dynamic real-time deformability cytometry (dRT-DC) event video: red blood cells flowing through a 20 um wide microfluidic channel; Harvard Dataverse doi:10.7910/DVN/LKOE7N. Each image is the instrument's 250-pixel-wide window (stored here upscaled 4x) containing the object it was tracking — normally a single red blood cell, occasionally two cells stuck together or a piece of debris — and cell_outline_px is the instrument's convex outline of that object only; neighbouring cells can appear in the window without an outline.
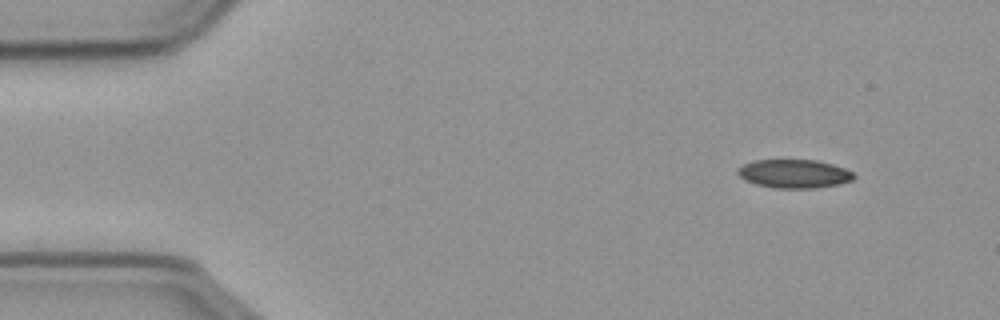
{"species": "common noctule bat (a hibernating species)", "species_latin": "Nyctalus noctula", "temperature_condition": "cold", "stored_images_in_passage": 52, "camera_frame_rate_fps": 3000, "um_per_image_px": 0.085, "animal": {"sex": "male", "body_mass_g": 23.1, "forearm_length_mm": 52.7}, "frame": {"image": 1, "passage_image": 1, "time_ms": 0.0, "image_size_px": [1000, 320], "cell_outline_px": [[856, 176], [852, 180], [840, 184], [816, 188], [772, 188], [756, 184], [744, 180], [736, 172], [744, 164], [752, 160], [816, 160], [832, 164], [844, 168], [852, 172]], "centroid_in_image_um": [67.51, 14.77], "position_along_channel_um": 17.5, "area_um2": 19.36}}
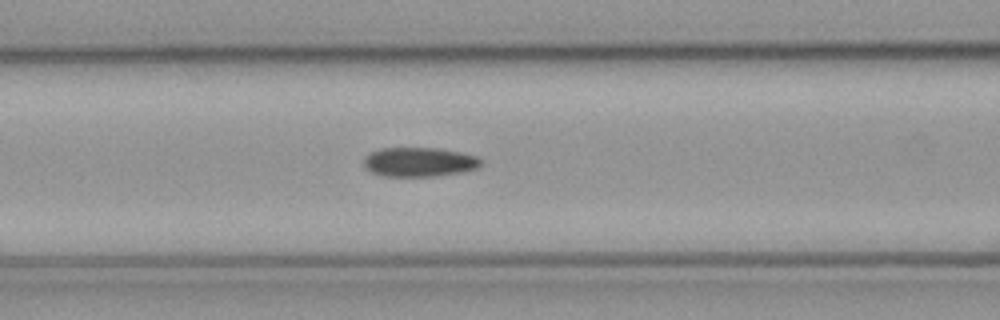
{"frame": {"image": 2, "passage_image": 18, "time_ms": 5.667, "image_size_px": [1000, 320], "cell_outline_px": [[484, 160], [476, 168], [460, 172], [432, 176], [384, 176], [368, 172], [364, 168], [364, 156], [380, 148], [436, 148], [460, 152], [476, 156]], "centroid_in_image_um": [35.58, 13.77], "position_along_channel_um": 131.0, "area_um2": 20.0}}
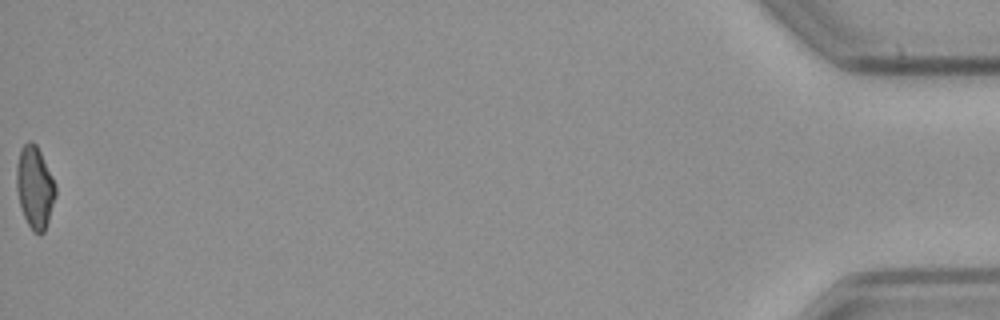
{"frame": {"image": 3, "passage_image": 52, "time_ms": 17.0, "image_size_px": [1000, 320], "cell_outline_px": [[56, 196], [44, 232], [40, 236], [32, 232], [24, 216], [20, 204], [16, 188], [16, 164], [20, 148], [28, 140], [32, 140], [36, 144], [52, 176], [56, 188]], "centroid_in_image_um": [2.94, 15.92], "position_along_channel_um": 432.3, "area_um2": 18.79}, "authors_computed_cell_mechanics": {"area_um2": 19.9988, "velocity_mm_per_s": 3.6228, "shape_relaxation_time_tau1_ms": null, "shape_relaxation_time_tau2_ms": 6.1025, "deformation_change_tau1": null, "deformation_change_tau2": 0.1196}}